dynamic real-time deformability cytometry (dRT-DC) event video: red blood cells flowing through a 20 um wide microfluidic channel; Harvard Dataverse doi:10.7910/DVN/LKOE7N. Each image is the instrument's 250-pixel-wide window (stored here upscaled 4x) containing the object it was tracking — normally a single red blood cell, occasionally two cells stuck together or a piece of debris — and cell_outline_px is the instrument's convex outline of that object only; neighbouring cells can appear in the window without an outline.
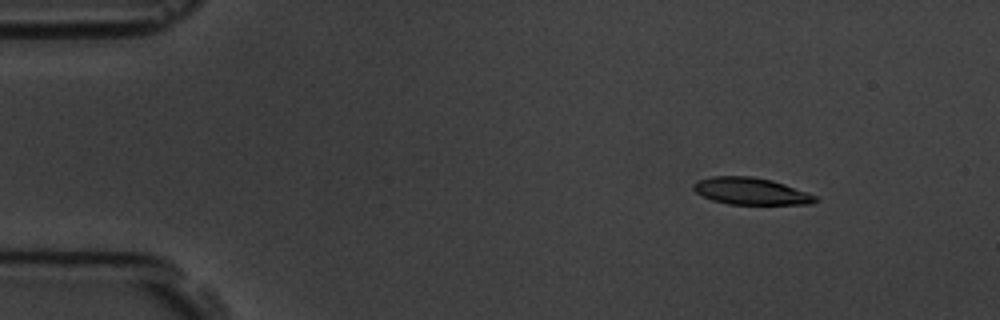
{"species": "common noctule bat (a hibernating species)", "species_latin": "Nyctalus noctula", "temperature_condition": "room temperature", "stored_images_in_passage": 7, "camera_frame_rate_fps": 3000, "um_per_image_px": 0.085, "animal": {"sex": "male", "body_mass_g": 19.5, "forearm_length_mm": 54.6}, "frame": {"image": 1, "passage_image": 2, "time_ms": 1.0, "image_size_px": [1000, 320], "cell_outline_px": [[820, 200], [812, 204], [728, 204], [712, 200], [696, 192], [692, 188], [692, 184], [696, 180], [712, 176], [752, 176], [772, 180], [808, 192], [816, 196]], "centroid_in_image_um": [63.82, 16.24], "position_along_channel_um": 21.2, "area_um2": 19.25}}
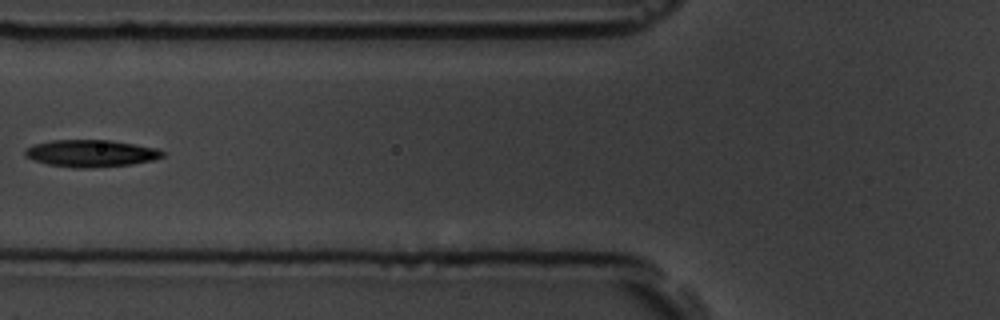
{"frame": {"image": 2, "passage_image": 6, "time_ms": 6.0, "image_size_px": [1000, 320], "cell_outline_px": [[164, 156], [152, 160], [132, 164], [92, 168], [76, 168], [48, 164], [32, 160], [24, 156], [24, 152], [32, 144], [52, 140], [108, 140], [156, 148], [164, 152]], "centroid_in_image_um": [7.69, 13.04], "position_along_channel_um": 118.1, "area_um2": 21.62}}
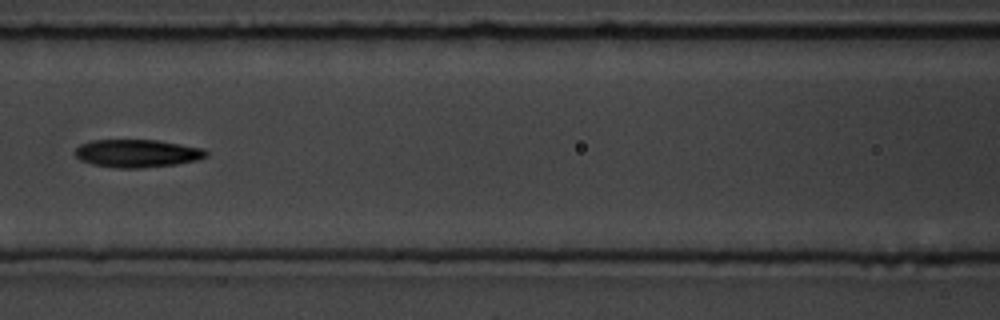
{"frame": {"image": 3, "passage_image": 7, "time_ms": 7.0, "image_size_px": [1000, 320], "cell_outline_px": [[208, 156], [196, 160], [176, 164], [140, 168], [116, 168], [92, 164], [80, 160], [76, 156], [76, 148], [80, 144], [92, 140], [156, 140], [204, 148], [208, 152]], "centroid_in_image_um": [11.66, 13.03], "position_along_channel_um": 154.9, "area_um2": 21.27}}